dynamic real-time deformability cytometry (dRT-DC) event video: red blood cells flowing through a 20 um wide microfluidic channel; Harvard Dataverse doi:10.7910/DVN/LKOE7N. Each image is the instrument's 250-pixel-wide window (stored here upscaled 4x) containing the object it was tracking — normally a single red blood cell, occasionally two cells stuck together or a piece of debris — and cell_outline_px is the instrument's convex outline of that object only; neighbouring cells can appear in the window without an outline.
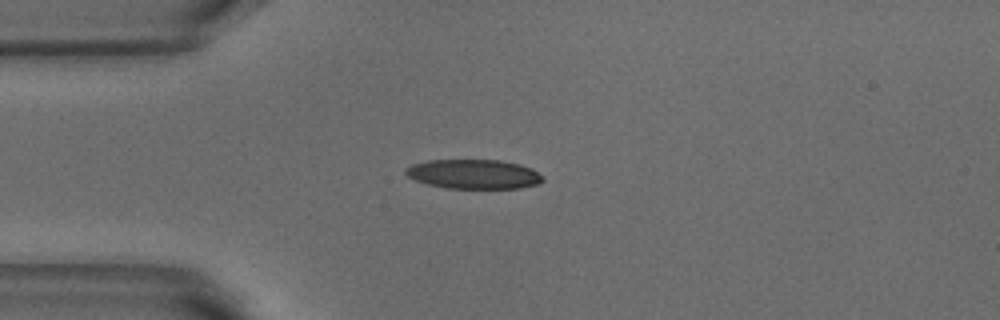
{"species": "common noctule bat (a hibernating species)", "species_latin": "Nyctalus noctula", "temperature_condition": "warm", "stored_images_in_passage": 2, "camera_frame_rate_fps": 3000, "um_per_image_px": 0.085, "animal": {"sex": "male", "body_mass_g": 18.8}, "frame": {"image": 1, "passage_image": 1, "time_ms": 0.0, "image_size_px": [1000, 320], "cell_outline_px": [[544, 180], [540, 184], [520, 188], [448, 188], [428, 184], [416, 180], [408, 176], [404, 172], [404, 168], [412, 164], [428, 160], [500, 160], [520, 164], [532, 168], [544, 176]], "centroid_in_image_um": [40.3, 14.79], "position_along_channel_um": 44.7, "area_um2": 23.64}}